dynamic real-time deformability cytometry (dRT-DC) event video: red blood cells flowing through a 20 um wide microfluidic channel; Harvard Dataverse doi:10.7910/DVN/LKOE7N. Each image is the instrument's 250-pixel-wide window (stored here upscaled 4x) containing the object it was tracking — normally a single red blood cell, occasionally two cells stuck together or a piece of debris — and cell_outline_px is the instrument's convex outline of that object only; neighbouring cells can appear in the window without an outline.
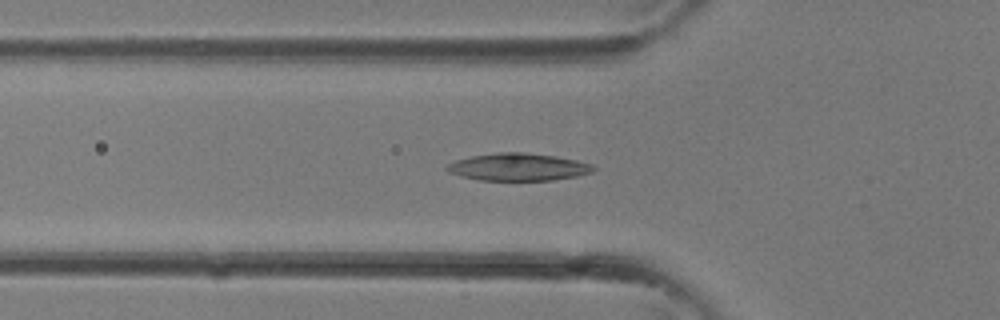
{"species": "common noctule bat (a hibernating species)", "species_latin": "Nyctalus noctula", "temperature_condition": "room temperature", "stored_images_in_passage": 24, "camera_frame_rate_fps": 3000, "um_per_image_px": 0.085, "animal": {"sex": "female"}, "frame": {"image": 1, "passage_image": 2, "time_ms": 0.333, "image_size_px": [1000, 320], "cell_outline_px": [[596, 168], [592, 172], [576, 176], [552, 180], [480, 180], [460, 176], [448, 172], [444, 168], [448, 164], [456, 160], [472, 156], [496, 152], [524, 152], [556, 156], [576, 160], [592, 164]], "centroid_in_image_um": [44.03, 14.19], "position_along_channel_um": 81.8, "area_um2": 23.41}}
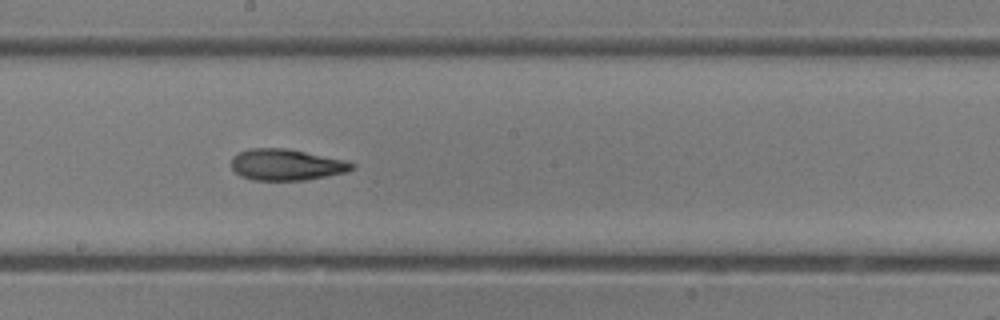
{"frame": {"image": 2, "passage_image": 9, "time_ms": 2.667, "image_size_px": [1000, 320], "cell_outline_px": [[356, 168], [348, 172], [304, 180], [252, 180], [240, 176], [232, 168], [232, 156], [248, 148], [288, 148], [344, 160], [356, 164]], "centroid_in_image_um": [24.35, 14.0], "position_along_channel_um": 223.8, "area_um2": 22.08}}
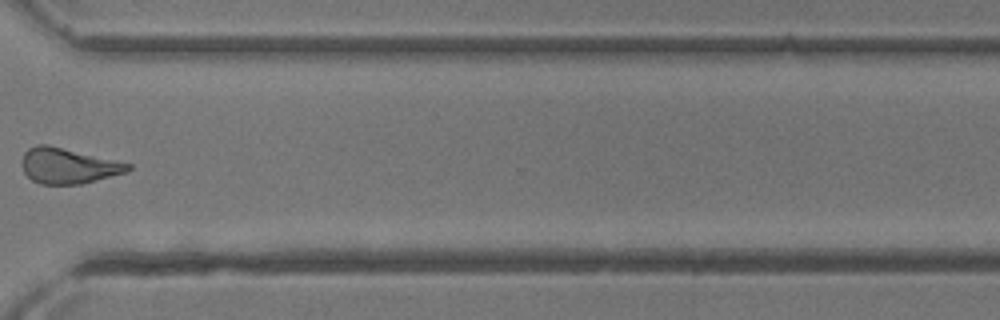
{"frame": {"image": 3, "passage_image": 16, "time_ms": 5.0, "image_size_px": [1000, 320], "cell_outline_px": [[132, 168], [128, 172], [80, 184], [40, 184], [32, 180], [24, 172], [24, 152], [28, 148], [36, 144], [48, 144], [132, 164]], "centroid_in_image_um": [5.82, 14.09], "position_along_channel_um": 364.8, "area_um2": 21.79}}